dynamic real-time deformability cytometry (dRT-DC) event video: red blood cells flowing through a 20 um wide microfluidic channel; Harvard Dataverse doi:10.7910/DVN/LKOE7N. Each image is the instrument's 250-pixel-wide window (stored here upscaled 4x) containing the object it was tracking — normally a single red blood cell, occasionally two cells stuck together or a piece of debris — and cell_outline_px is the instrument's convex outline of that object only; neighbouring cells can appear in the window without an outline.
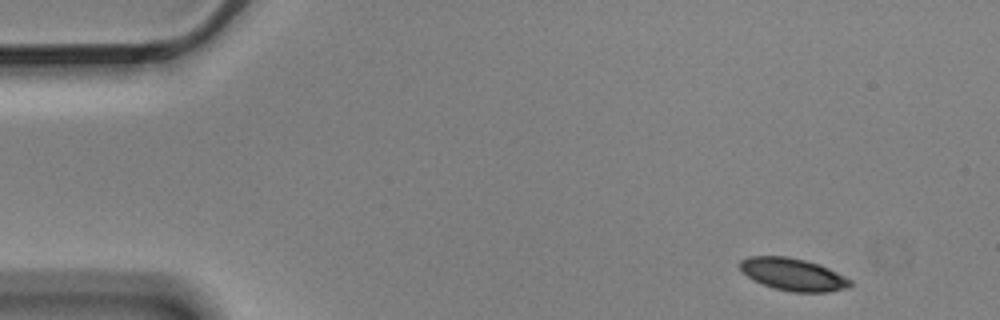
{"species": "Egyptian fruit bat (a non-hibernating species)", "species_latin": "Rousettus aegyptiacus", "temperature_condition": "cold", "stored_images_in_passage": 4, "camera_frame_rate_fps": 3000, "um_per_image_px": 0.085, "animal": {"sex": "male"}, "frame": {"image": 1, "passage_image": 1, "time_ms": 0.0, "image_size_px": [1000, 320], "cell_outline_px": [[852, 284], [848, 288], [828, 292], [792, 292], [772, 288], [752, 280], [740, 268], [740, 260], [748, 256], [788, 256], [820, 264], [852, 280]], "centroid_in_image_um": [67.41, 23.33], "position_along_channel_um": 17.6, "area_um2": 20.92}}
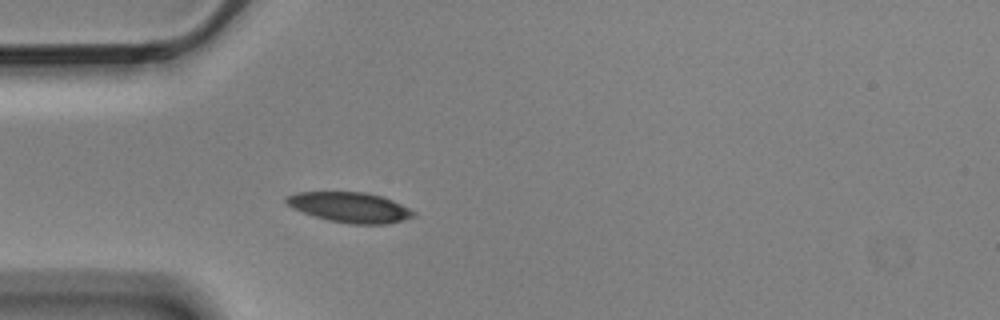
{"frame": {"image": 2, "passage_image": 4, "time_ms": 1.0, "image_size_px": [1000, 320], "cell_outline_px": [[416, 216], [404, 220], [388, 224], [348, 224], [328, 220], [292, 208], [284, 200], [288, 196], [296, 192], [364, 192], [380, 196], [392, 200], [416, 212]], "centroid_in_image_um": [29.77, 17.63], "position_along_channel_um": 55.2, "area_um2": 22.25}}